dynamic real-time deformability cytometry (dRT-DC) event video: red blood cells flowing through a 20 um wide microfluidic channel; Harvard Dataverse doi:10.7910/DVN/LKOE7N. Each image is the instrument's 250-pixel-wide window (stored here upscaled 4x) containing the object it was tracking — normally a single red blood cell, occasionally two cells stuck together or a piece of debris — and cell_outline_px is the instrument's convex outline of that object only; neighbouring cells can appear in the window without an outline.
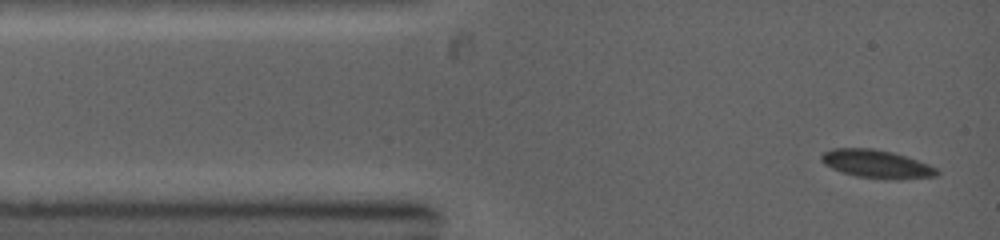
{"species": "common noctule bat (a hibernating species)", "species_latin": "Nyctalus noctula", "temperature_condition": "warm", "stored_images_in_passage": 3, "camera_frame_rate_fps": 5000, "um_per_image_px": 0.085, "animal": {"sex": "female", "body_mass_g": 19.0, "forearm_length_mm": 53.3}, "frame": {"image": 1, "passage_image": 1, "time_ms": 0.0, "image_size_px": [1000, 240], "cell_outline_px": [[940, 172], [936, 176], [860, 176], [844, 172], [832, 168], [824, 164], [820, 160], [820, 156], [824, 152], [832, 148], [872, 148], [892, 152], [928, 164], [936, 168]], "centroid_in_image_um": [74.39, 13.86], "position_along_channel_um": 10.6, "area_um2": 17.63}}